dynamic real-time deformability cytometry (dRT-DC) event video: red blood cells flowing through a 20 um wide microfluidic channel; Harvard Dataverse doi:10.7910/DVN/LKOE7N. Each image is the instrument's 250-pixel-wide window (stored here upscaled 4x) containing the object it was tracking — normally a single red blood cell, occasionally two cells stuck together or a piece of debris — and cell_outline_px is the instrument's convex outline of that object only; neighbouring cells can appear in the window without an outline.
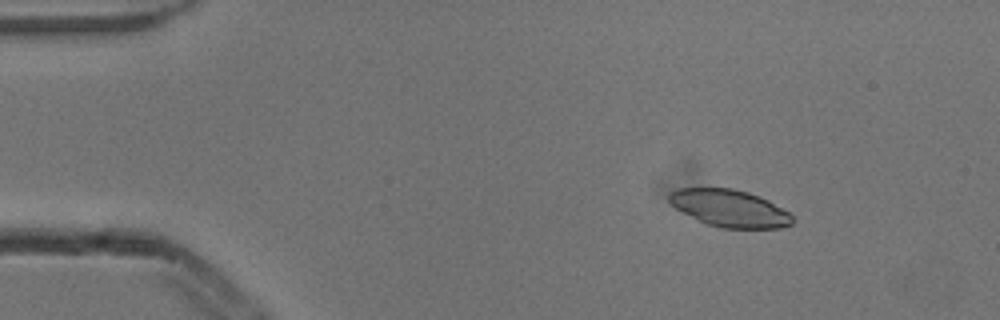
{"species": "common noctule bat (a hibernating species)", "species_latin": "Nyctalus noctula", "temperature_condition": "cold", "stored_images_in_passage": 5, "camera_frame_rate_fps": 3000, "um_per_image_px": 0.085, "animal": {"sex": "male", "body_mass_g": 13.3}, "frame": {"image": 1, "passage_image": 3, "time_ms": 0.667, "image_size_px": [1000, 320], "cell_outline_px": [[792, 224], [780, 228], [720, 228], [704, 224], [676, 208], [668, 200], [668, 196], [676, 188], [732, 188], [748, 192], [760, 196], [768, 200], [788, 212], [792, 216]], "centroid_in_image_um": [62.0, 17.71], "position_along_channel_um": 23.0, "area_um2": 26.7}}